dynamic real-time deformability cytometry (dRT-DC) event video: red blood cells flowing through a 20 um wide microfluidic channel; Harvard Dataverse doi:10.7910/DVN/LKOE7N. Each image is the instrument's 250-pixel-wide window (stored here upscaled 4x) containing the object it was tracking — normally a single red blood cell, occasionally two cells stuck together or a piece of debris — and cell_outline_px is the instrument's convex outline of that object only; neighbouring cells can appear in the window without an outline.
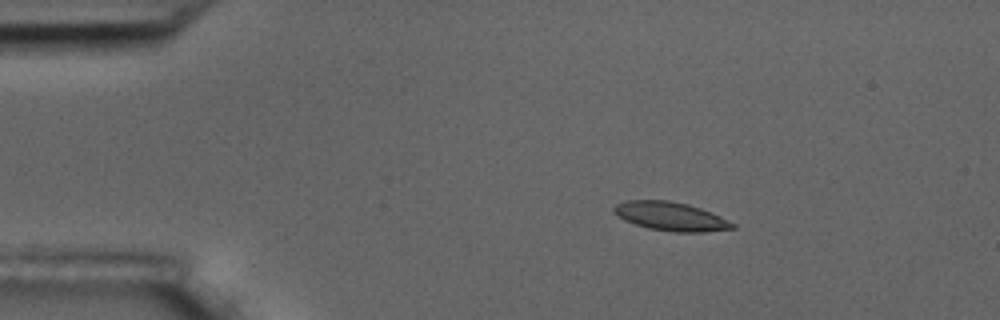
{"species": "common noctule bat (a hibernating species)", "species_latin": "Nyctalus noctula", "temperature_condition": "room temperature", "stored_images_in_passage": 5, "camera_frame_rate_fps": 3000, "um_per_image_px": 0.085, "animal": {"sex": "male", "body_mass_g": 17.5, "forearm_length_mm": 52.3}, "frame": {"image": 1, "passage_image": 3, "time_ms": 2.333, "image_size_px": [1000, 320], "cell_outline_px": [[736, 228], [704, 232], [672, 232], [648, 228], [624, 220], [616, 216], [612, 212], [612, 208], [616, 204], [624, 200], [668, 200], [688, 204], [700, 208], [720, 216], [736, 224]], "centroid_in_image_um": [56.98, 18.39], "position_along_channel_um": 28.0, "area_um2": 20.0}}